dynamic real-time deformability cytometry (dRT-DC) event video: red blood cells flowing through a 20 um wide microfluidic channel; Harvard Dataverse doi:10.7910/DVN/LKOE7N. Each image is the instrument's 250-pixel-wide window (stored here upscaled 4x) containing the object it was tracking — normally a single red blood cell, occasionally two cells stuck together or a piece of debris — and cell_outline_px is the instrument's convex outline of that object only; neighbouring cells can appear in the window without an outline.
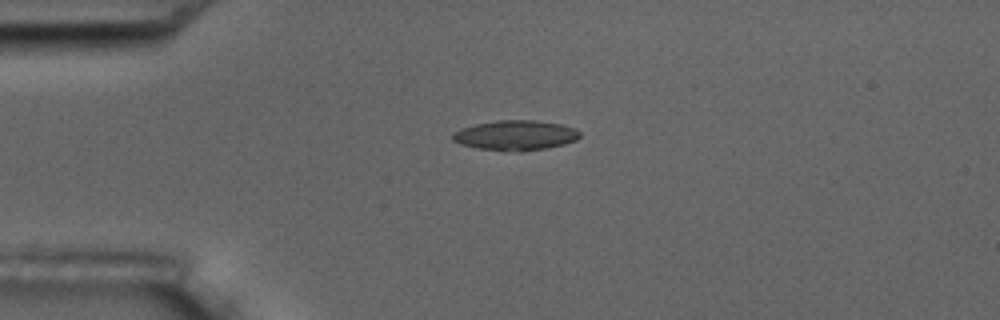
{"species": "common noctule bat (a hibernating species)", "species_latin": "Nyctalus noctula", "temperature_condition": "room temperature", "stored_images_in_passage": 2, "camera_frame_rate_fps": 3000, "um_per_image_px": 0.085, "animal": {"sex": "male", "body_mass_g": 17.5, "forearm_length_mm": 52.3}, "frame": {"image": 1, "passage_image": 1, "time_ms": 0.0, "image_size_px": [1000, 320], "cell_outline_px": [[580, 136], [576, 140], [564, 144], [544, 148], [520, 152], [476, 148], [460, 144], [452, 140], [452, 136], [460, 128], [476, 124], [496, 120], [536, 120], [564, 124], [576, 128], [580, 132]], "centroid_in_image_um": [43.84, 11.49], "position_along_channel_um": 41.2, "area_um2": 22.31}}